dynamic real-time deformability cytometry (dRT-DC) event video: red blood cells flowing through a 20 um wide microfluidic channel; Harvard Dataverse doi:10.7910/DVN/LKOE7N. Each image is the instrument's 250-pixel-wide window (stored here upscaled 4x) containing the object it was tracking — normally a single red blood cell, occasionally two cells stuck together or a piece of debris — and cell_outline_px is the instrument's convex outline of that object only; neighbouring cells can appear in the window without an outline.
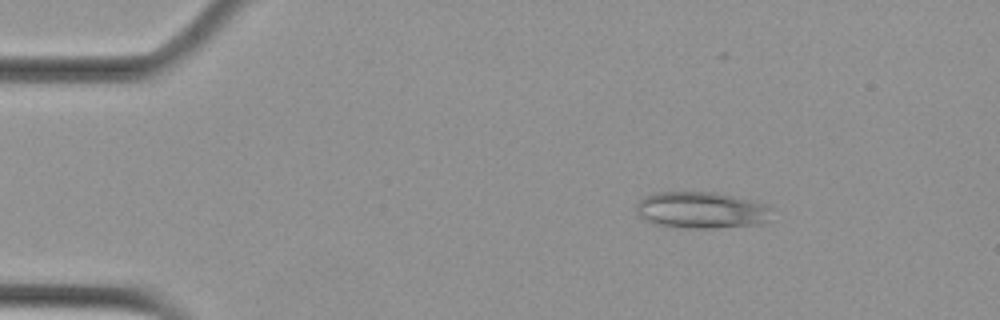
{"species": "Egyptian fruit bat (a non-hibernating species)", "species_latin": "Rousettus aegyptiacus", "temperature_condition": "cold", "stored_images_in_passage": 55, "camera_frame_rate_fps": 3000, "um_per_image_px": 0.085, "animal": {"sex": "female"}, "frame": {"image": 1, "passage_image": 7, "time_ms": 2.0, "image_size_px": [1000, 320], "cell_outline_px": [[772, 208], [768, 220], [764, 224], [712, 228], [688, 228], [656, 224], [640, 216], [636, 212], [636, 204], [644, 196], [656, 192], [716, 192], [764, 204]], "centroid_in_image_um": [59.61, 17.86], "position_along_channel_um": 25.4, "area_um2": 28.73}}
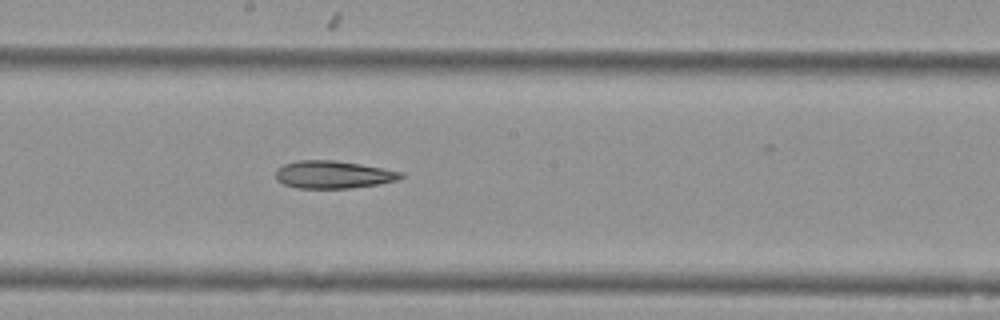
{"frame": {"image": 2, "passage_image": 29, "time_ms": 9.333, "image_size_px": [1000, 320], "cell_outline_px": [[404, 176], [396, 180], [380, 184], [348, 188], [296, 188], [284, 184], [276, 180], [276, 168], [284, 164], [296, 160], [336, 160], [360, 164], [404, 172]], "centroid_in_image_um": [28.3, 14.83], "position_along_channel_um": 219.9, "area_um2": 20.23}}
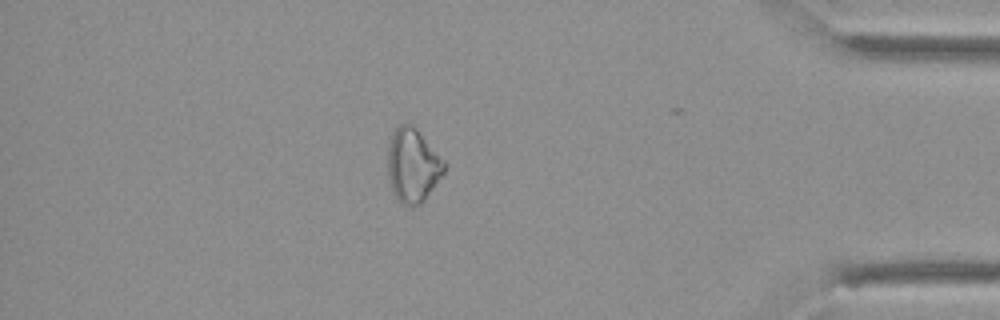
{"frame": {"image": 3, "passage_image": 47, "time_ms": 15.333, "image_size_px": [1000, 320], "cell_outline_px": [[448, 164], [444, 172], [424, 200], [420, 204], [400, 204], [392, 192], [388, 176], [388, 144], [396, 124], [412, 124], [416, 128]], "centroid_in_image_um": [35.07, 14.03], "position_along_channel_um": 400.1, "area_um2": 24.33}}